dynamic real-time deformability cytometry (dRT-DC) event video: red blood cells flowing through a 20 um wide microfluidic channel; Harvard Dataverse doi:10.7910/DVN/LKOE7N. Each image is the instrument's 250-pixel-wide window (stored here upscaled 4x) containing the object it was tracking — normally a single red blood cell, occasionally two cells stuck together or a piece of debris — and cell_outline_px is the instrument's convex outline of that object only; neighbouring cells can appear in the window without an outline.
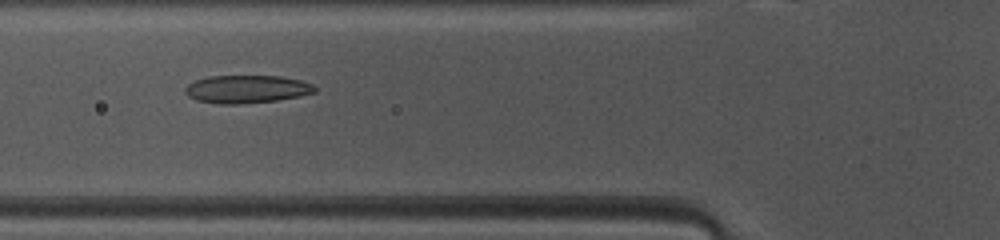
{"species": "common noctule bat (a hibernating species)", "species_latin": "Nyctalus noctula", "temperature_condition": "warm", "stored_images_in_passage": 46, "camera_frame_rate_fps": 3000, "um_per_image_px": 0.085, "animal": {"sex": "female", "body_mass_g": 10.0, "forearm_length_mm": 53.1}, "frame": {"image": 1, "passage_image": 15, "time_ms": 4.667, "image_size_px": [1000, 240], "cell_outline_px": [[316, 92], [300, 96], [276, 100], [236, 104], [216, 104], [196, 100], [188, 96], [184, 92], [184, 88], [188, 84], [196, 80], [208, 76], [280, 76], [300, 80], [312, 84], [316, 88]], "centroid_in_image_um": [20.94, 7.58], "position_along_channel_um": 104.9, "area_um2": 21.1}}
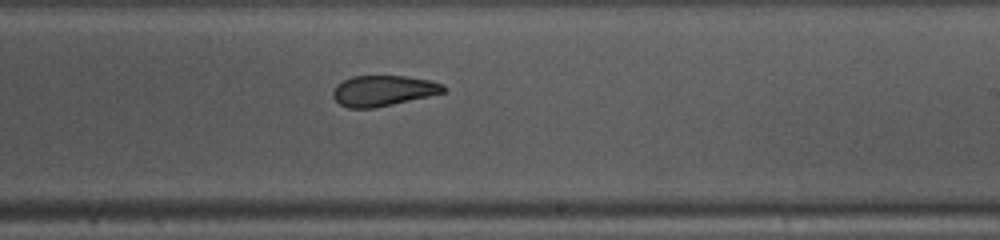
{"frame": {"image": 2, "passage_image": 26, "time_ms": 8.333, "image_size_px": [1000, 240], "cell_outline_px": [[448, 88], [444, 92], [428, 96], [392, 104], [372, 108], [348, 108], [340, 104], [332, 96], [332, 92], [336, 84], [352, 76], [404, 76], [432, 80], [444, 84]], "centroid_in_image_um": [32.58, 7.7], "position_along_channel_um": 256.4, "area_um2": 19.71}}
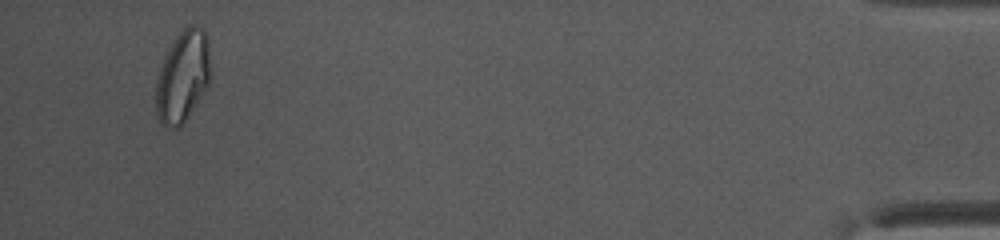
{"frame": {"image": 3, "passage_image": 44, "time_ms": 14.333, "image_size_px": [1000, 240], "cell_outline_px": [[212, 76], [208, 84], [184, 120], [176, 128], [160, 124], [156, 112], [156, 80], [164, 56], [176, 36], [188, 24], [192, 24], [200, 28], [204, 32], [208, 40], [212, 68]], "centroid_in_image_um": [15.54, 6.45], "position_along_channel_um": 419.7, "area_um2": 28.96}, "authors_computed_cell_mechanics": {"area_um2": 21.9351, "velocity_mm_per_s": 4.1189, "shape_relaxation_time_tau1_ms": 8.5057, "shape_relaxation_time_tau2_ms": 2.0557, "deformation_change_tau1": 0.2127, "deformation_change_tau2": 0.0901}}